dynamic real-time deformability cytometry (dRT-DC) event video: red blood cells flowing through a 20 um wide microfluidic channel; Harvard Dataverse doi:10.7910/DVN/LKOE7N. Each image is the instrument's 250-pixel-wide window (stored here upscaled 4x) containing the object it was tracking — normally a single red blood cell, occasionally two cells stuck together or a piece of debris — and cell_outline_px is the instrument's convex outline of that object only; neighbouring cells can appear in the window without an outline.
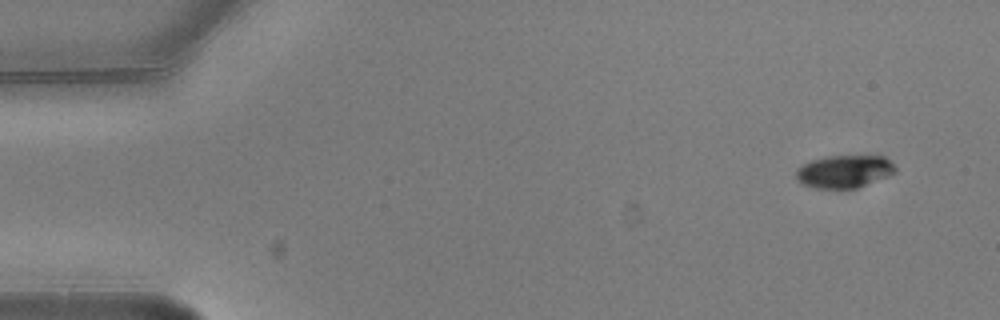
{"species": "common noctule bat (a hibernating species)", "species_latin": "Nyctalus noctula", "temperature_condition": "warm", "stored_images_in_passage": 5, "segment_of_instrument_passage": [1, 2], "camera_frame_rate_fps": 3000, "um_per_image_px": 0.085, "animal": {"sex": "male", "body_mass_g": 20.5, "forearm_length_mm": 52.5}, "frame": {"image": 1, "passage_image": 1, "time_ms": 0.0, "image_size_px": [1000, 320], "cell_outline_px": [[896, 172], [888, 176], [856, 188], [840, 192], [816, 188], [800, 184], [796, 180], [796, 168], [812, 160], [824, 156], [884, 156], [896, 168]], "centroid_in_image_um": [71.71, 14.62], "position_along_channel_um": 13.3, "area_um2": 19.48}}